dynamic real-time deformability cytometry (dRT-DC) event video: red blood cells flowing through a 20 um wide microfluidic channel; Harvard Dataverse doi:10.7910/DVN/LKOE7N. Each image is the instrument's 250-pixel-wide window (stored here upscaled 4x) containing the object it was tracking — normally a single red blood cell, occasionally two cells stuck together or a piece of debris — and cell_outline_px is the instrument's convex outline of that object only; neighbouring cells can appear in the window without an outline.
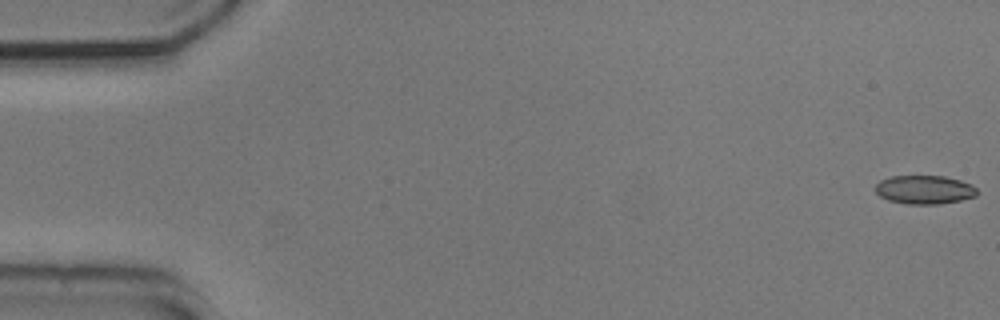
{"species": "common noctule bat (a hibernating species)", "species_latin": "Nyctalus noctula", "temperature_condition": "cold", "stored_images_in_passage": 47, "camera_frame_rate_fps": 3000, "um_per_image_px": 0.085, "animal": {"sex": "male", "body_mass_g": 20.5, "forearm_length_mm": 52.5}, "frame": {"image": 1, "passage_image": 1, "time_ms": 0.0, "image_size_px": [1000, 320], "cell_outline_px": [[976, 196], [960, 200], [932, 204], [912, 204], [892, 200], [880, 196], [876, 192], [876, 184], [892, 176], [940, 176], [956, 180], [968, 184], [976, 188]], "centroid_in_image_um": [78.57, 16.12], "position_along_channel_um": 6.4, "area_um2": 16.24}}
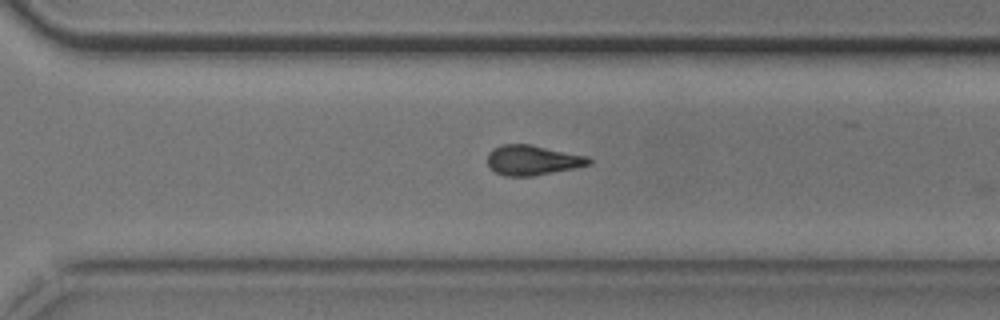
{"frame": {"image": 2, "passage_image": 38, "time_ms": 12.333, "image_size_px": [1000, 320], "cell_outline_px": [[592, 160], [588, 164], [572, 168], [532, 176], [508, 176], [496, 172], [488, 164], [488, 156], [496, 148], [504, 144], [528, 144], [584, 156]], "centroid_in_image_um": [45.23, 13.62], "position_along_channel_um": 325.4, "area_um2": 16.88}}
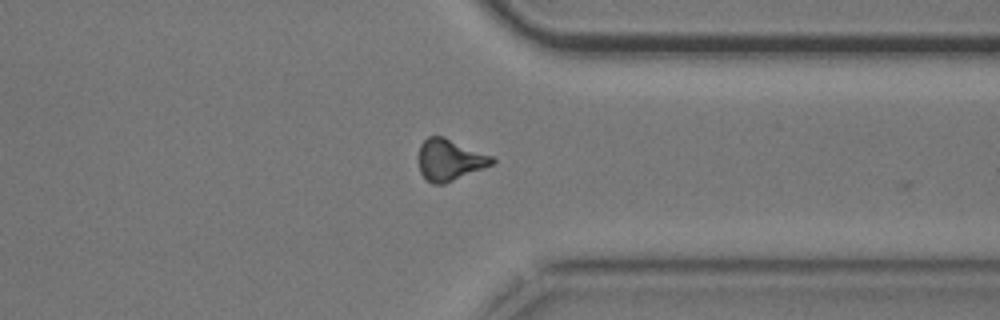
{"frame": {"image": 3, "passage_image": 42, "time_ms": 13.667, "image_size_px": [1000, 320], "cell_outline_px": [[496, 160], [492, 164], [444, 184], [432, 184], [420, 172], [420, 144], [428, 136], [440, 136], [492, 156]], "centroid_in_image_um": [38.21, 13.6], "position_along_channel_um": 373.2, "area_um2": 17.11}, "authors_computed_cell_mechanics": {"area_um2": 16.8776, "velocity_mm_per_s": 3.7527, "shape_relaxation_time_tau1_ms": 10.0562, "shape_relaxation_time_tau2_ms": 7.5668, "deformation_change_tau1": 0.2309, "deformation_change_tau2": 0.1507}}